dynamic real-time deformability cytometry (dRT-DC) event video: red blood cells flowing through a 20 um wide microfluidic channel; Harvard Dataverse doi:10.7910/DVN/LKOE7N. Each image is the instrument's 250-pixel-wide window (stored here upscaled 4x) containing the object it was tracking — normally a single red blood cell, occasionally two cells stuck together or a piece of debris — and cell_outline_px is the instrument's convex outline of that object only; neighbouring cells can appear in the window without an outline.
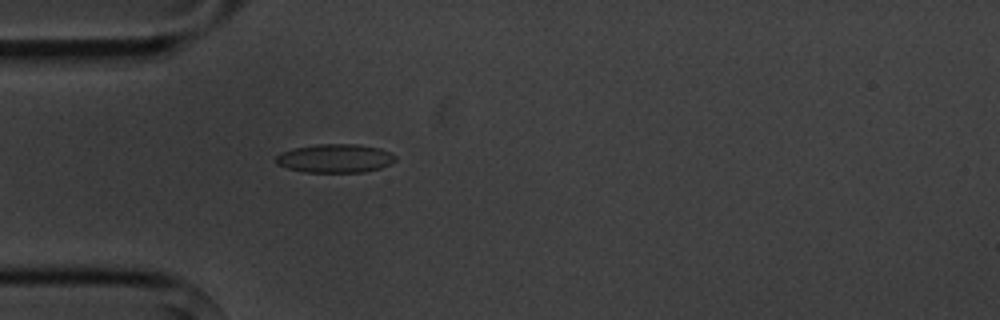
{"species": "common noctule bat (a hibernating species)", "species_latin": "Nyctalus noctula", "temperature_condition": "cold", "stored_images_in_passage": 4, "camera_frame_rate_fps": 3000, "um_per_image_px": 0.085, "animal": {"sex": "male", "body_mass_g": 20.1, "forearm_length_mm": 53.5}, "frame": {"image": 1, "passage_image": 4, "time_ms": 4.667, "image_size_px": [1000, 320], "cell_outline_px": [[396, 160], [380, 168], [364, 172], [304, 172], [288, 168], [276, 164], [276, 156], [280, 152], [296, 148], [316, 144], [356, 144], [380, 148], [396, 156]], "centroid_in_image_um": [28.47, 13.46], "position_along_channel_um": 56.5, "area_um2": 19.83}}